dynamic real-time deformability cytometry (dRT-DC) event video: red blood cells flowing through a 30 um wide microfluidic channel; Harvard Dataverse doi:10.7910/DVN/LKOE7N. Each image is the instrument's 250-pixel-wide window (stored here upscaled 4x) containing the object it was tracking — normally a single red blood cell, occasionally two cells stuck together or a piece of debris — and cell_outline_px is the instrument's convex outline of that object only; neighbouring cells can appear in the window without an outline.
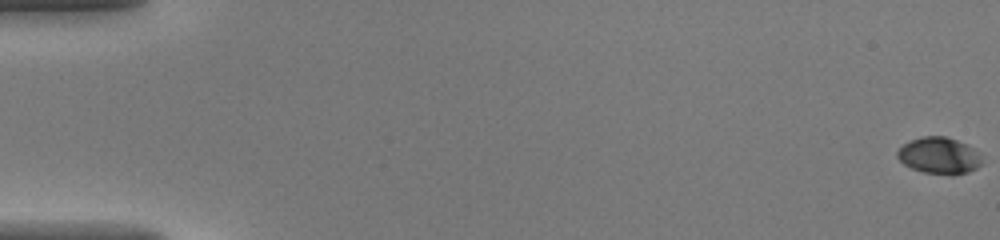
{"species": "common noctule bat (a hibernating species)", "species_latin": "Nyctalus noctula", "temperature_condition": "warm", "stored_images_in_passage": 48, "camera_frame_rate_fps": 3000, "um_per_image_px": 0.085, "animal": {"sex": "female", "body_mass_g": 20.0, "forearm_length_mm": 54.0}, "frame": {"image": 1, "passage_image": 1, "time_ms": 0.0, "image_size_px": [1000, 240], "cell_outline_px": [[980, 164], [976, 168], [968, 172], [952, 176], [924, 172], [912, 168], [904, 164], [896, 156], [896, 152], [904, 144], [912, 140], [924, 136], [944, 136], [968, 144], [980, 156]], "centroid_in_image_um": [79.81, 13.24], "position_along_channel_um": 5.2, "area_um2": 17.86}}
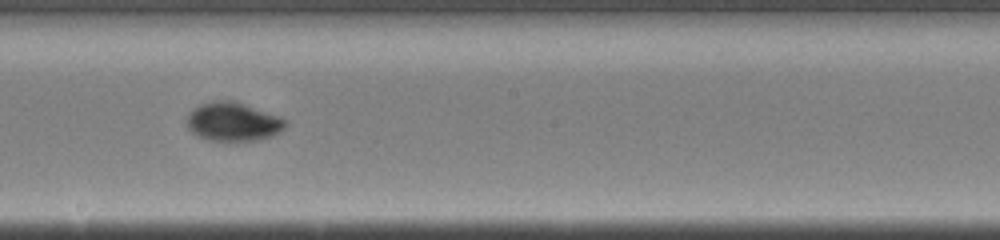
{"frame": {"image": 2, "passage_image": 28, "time_ms": 9.0, "image_size_px": [1000, 240], "cell_outline_px": [[288, 124], [280, 132], [272, 136], [256, 140], [208, 140], [192, 132], [188, 128], [188, 112], [200, 104], [216, 100], [232, 100], [280, 116], [288, 120]], "centroid_in_image_um": [19.84, 10.34], "position_along_channel_um": 228.4, "area_um2": 22.14}}
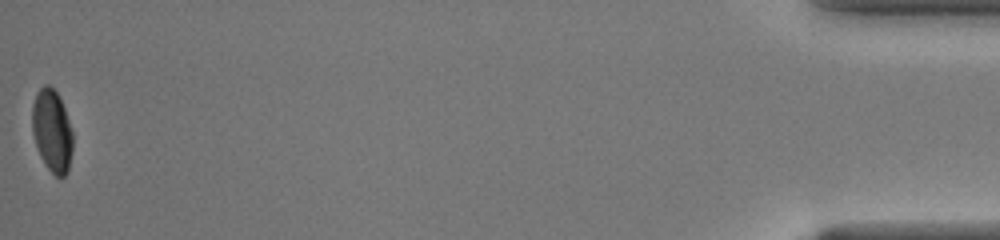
{"frame": {"image": 3, "passage_image": 48, "time_ms": 15.667, "image_size_px": [1000, 240], "cell_outline_px": [[72, 152], [68, 172], [64, 176], [56, 176], [44, 164], [40, 156], [32, 132], [32, 104], [36, 92], [44, 84], [48, 84], [60, 96], [72, 132]], "centroid_in_image_um": [4.41, 11.1], "position_along_channel_um": 430.8, "area_um2": 19.54}}